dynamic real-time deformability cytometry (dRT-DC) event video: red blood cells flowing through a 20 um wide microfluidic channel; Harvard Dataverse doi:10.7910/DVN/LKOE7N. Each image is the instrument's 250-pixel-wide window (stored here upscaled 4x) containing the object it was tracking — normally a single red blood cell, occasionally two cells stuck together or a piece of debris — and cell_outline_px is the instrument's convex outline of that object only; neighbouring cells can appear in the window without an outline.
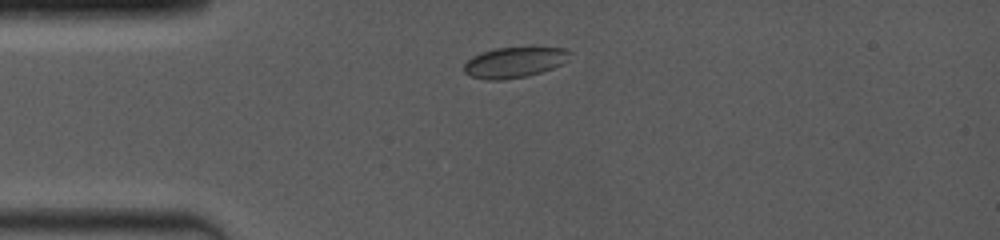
{"species": "common noctule bat (a hibernating species)", "species_latin": "Nyctalus noctula", "temperature_condition": "room temperature", "stored_images_in_passage": 4, "camera_frame_rate_fps": 4000, "um_per_image_px": 0.085, "animal": {"sex": "female", "body_mass_g": 19.0, "forearm_length_mm": 53.3}, "frame": {"image": 1, "passage_image": 1, "time_ms": 0.0, "image_size_px": [1000, 240], "cell_outline_px": [[572, 52], [568, 60], [552, 68], [528, 76], [504, 80], [484, 80], [472, 76], [464, 72], [464, 64], [472, 56], [496, 48], [568, 48]], "centroid_in_image_um": [43.73, 5.31], "position_along_channel_um": 41.3, "area_um2": 18.73}}
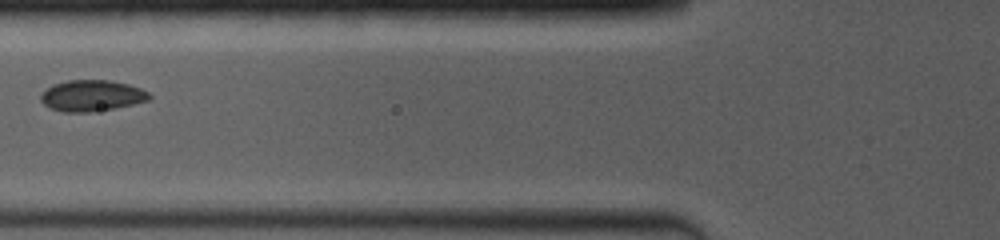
{"frame": {"image": 2, "passage_image": 3, "time_ms": 2.5, "image_size_px": [1000, 240], "cell_outline_px": [[152, 96], [148, 100], [116, 108], [92, 112], [60, 112], [48, 108], [40, 100], [40, 96], [52, 84], [68, 80], [108, 80], [128, 84], [140, 88], [148, 92]], "centroid_in_image_um": [7.78, 8.14], "position_along_channel_um": 118.0, "area_um2": 19.77}}
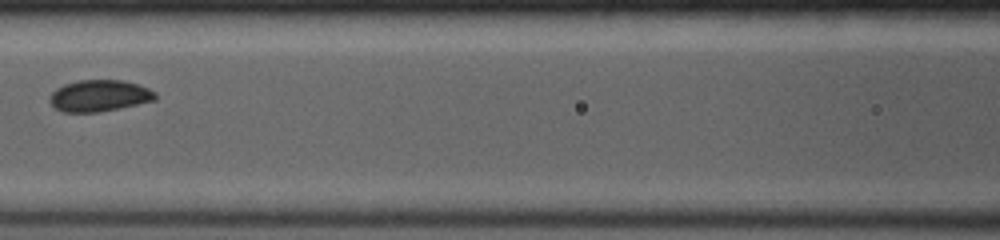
{"frame": {"image": 3, "passage_image": 4, "time_ms": 3.5, "image_size_px": [1000, 240], "cell_outline_px": [[156, 100], [120, 108], [100, 112], [64, 112], [56, 108], [48, 100], [48, 96], [56, 88], [64, 84], [80, 80], [124, 80], [148, 88], [156, 92]], "centroid_in_image_um": [8.43, 8.14], "position_along_channel_um": 158.2, "area_um2": 19.48}}